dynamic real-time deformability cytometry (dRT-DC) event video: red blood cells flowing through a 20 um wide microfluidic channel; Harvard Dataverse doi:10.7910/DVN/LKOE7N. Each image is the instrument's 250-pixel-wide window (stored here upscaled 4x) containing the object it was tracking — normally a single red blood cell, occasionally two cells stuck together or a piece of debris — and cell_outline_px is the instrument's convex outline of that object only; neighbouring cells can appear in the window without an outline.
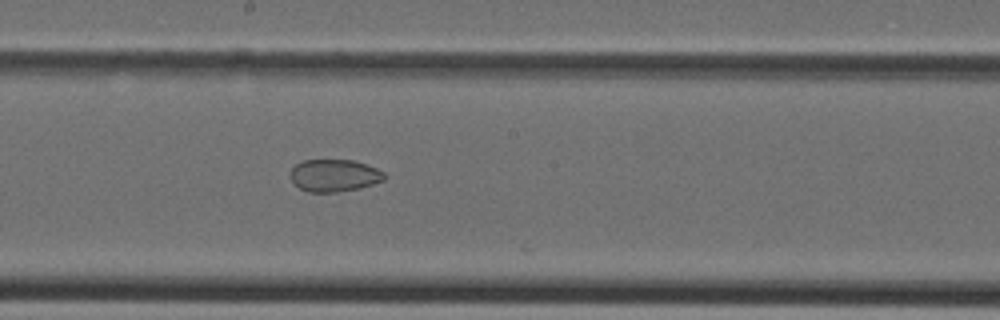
{"species": "Egyptian fruit bat (a non-hibernating species)", "species_latin": "Rousettus aegyptiacus", "temperature_condition": "cold", "stored_images_in_passage": 40, "segment_of_instrument_passage": [2, 2], "camera_frame_rate_fps": 3000, "um_per_image_px": 0.085, "animal": {"sex": "female"}, "frame": {"image": 1, "passage_image": 22, "time_ms": 7.0, "image_size_px": [1000, 320], "cell_outline_px": [[388, 176], [384, 180], [360, 188], [336, 192], [308, 192], [300, 188], [292, 180], [292, 168], [296, 164], [304, 160], [352, 160], [376, 168], [384, 172]], "centroid_in_image_um": [28.45, 14.92], "position_along_channel_um": 219.8, "area_um2": 17.51}}
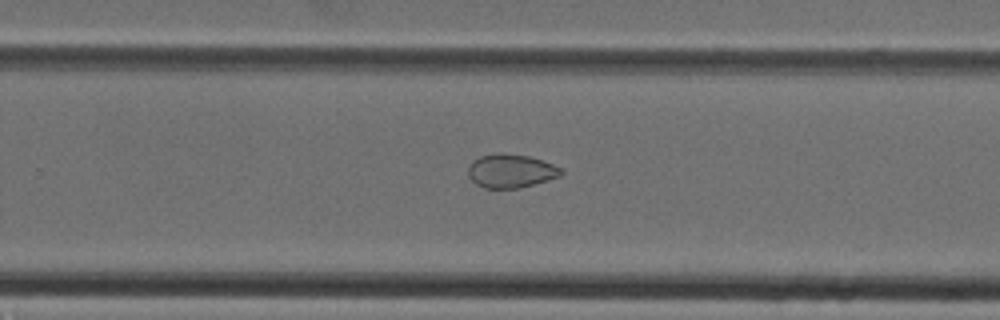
{"frame": {"image": 2, "passage_image": 26, "time_ms": 8.333, "image_size_px": [1000, 320], "cell_outline_px": [[564, 172], [560, 176], [520, 188], [484, 188], [476, 184], [468, 176], [468, 168], [472, 160], [480, 156], [496, 152], [504, 152], [528, 156], [552, 164], [560, 168]], "centroid_in_image_um": [43.38, 14.52], "position_along_channel_um": 286.4, "area_um2": 18.26}}
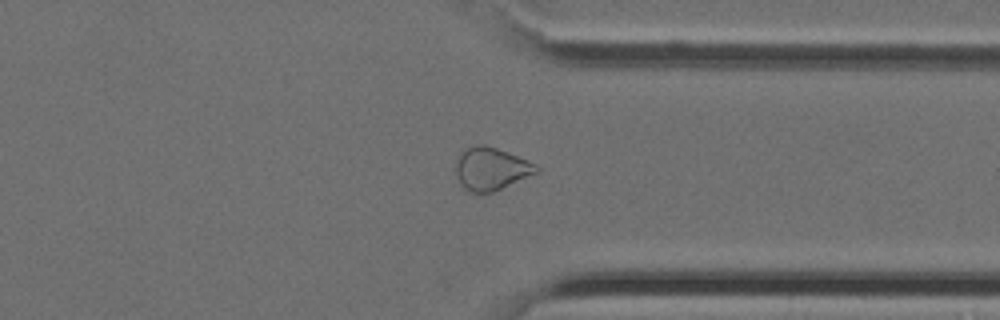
{"frame": {"image": 3, "passage_image": 31, "time_ms": 10.0, "image_size_px": [1000, 320], "cell_outline_px": [[540, 168], [536, 172], [492, 192], [468, 192], [460, 184], [456, 176], [456, 164], [464, 148], [476, 144], [484, 144], [508, 152], [536, 164]], "centroid_in_image_um": [41.7, 14.33], "position_along_channel_um": 369.7, "area_um2": 19.71}}